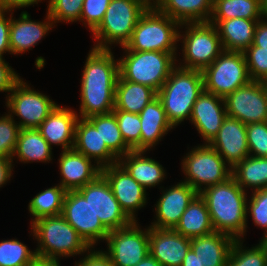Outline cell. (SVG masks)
Wrapping results in <instances>:
<instances>
[{
    "mask_svg": "<svg viewBox=\"0 0 267 266\" xmlns=\"http://www.w3.org/2000/svg\"><path fill=\"white\" fill-rule=\"evenodd\" d=\"M243 18L261 20V0H214L210 20Z\"/></svg>",
    "mask_w": 267,
    "mask_h": 266,
    "instance_id": "836d02e7",
    "label": "cell"
},
{
    "mask_svg": "<svg viewBox=\"0 0 267 266\" xmlns=\"http://www.w3.org/2000/svg\"><path fill=\"white\" fill-rule=\"evenodd\" d=\"M73 149L96 163L101 168L118 163L119 158L102 141L100 133L87 119L80 118L75 128Z\"/></svg>",
    "mask_w": 267,
    "mask_h": 266,
    "instance_id": "cb8c5ba5",
    "label": "cell"
},
{
    "mask_svg": "<svg viewBox=\"0 0 267 266\" xmlns=\"http://www.w3.org/2000/svg\"><path fill=\"white\" fill-rule=\"evenodd\" d=\"M182 159L183 182L198 193L204 189L225 182L232 176V168L209 144L195 146ZM204 185V186H203Z\"/></svg>",
    "mask_w": 267,
    "mask_h": 266,
    "instance_id": "9c48e42d",
    "label": "cell"
},
{
    "mask_svg": "<svg viewBox=\"0 0 267 266\" xmlns=\"http://www.w3.org/2000/svg\"><path fill=\"white\" fill-rule=\"evenodd\" d=\"M243 242V239L235 240L226 266H267L266 245L260 240L259 244L248 249Z\"/></svg>",
    "mask_w": 267,
    "mask_h": 266,
    "instance_id": "8d00e7d4",
    "label": "cell"
},
{
    "mask_svg": "<svg viewBox=\"0 0 267 266\" xmlns=\"http://www.w3.org/2000/svg\"><path fill=\"white\" fill-rule=\"evenodd\" d=\"M146 151H131L118 163L146 190L159 185L166 177L164 167L155 159L144 156Z\"/></svg>",
    "mask_w": 267,
    "mask_h": 266,
    "instance_id": "f1b7e54d",
    "label": "cell"
},
{
    "mask_svg": "<svg viewBox=\"0 0 267 266\" xmlns=\"http://www.w3.org/2000/svg\"><path fill=\"white\" fill-rule=\"evenodd\" d=\"M258 21L232 18L209 22L216 26L224 50L244 52L253 44Z\"/></svg>",
    "mask_w": 267,
    "mask_h": 266,
    "instance_id": "83f0119b",
    "label": "cell"
},
{
    "mask_svg": "<svg viewBox=\"0 0 267 266\" xmlns=\"http://www.w3.org/2000/svg\"><path fill=\"white\" fill-rule=\"evenodd\" d=\"M198 194L183 181L170 186L169 189L163 188L162 195L155 204L156 220L150 227L174 229L186 208Z\"/></svg>",
    "mask_w": 267,
    "mask_h": 266,
    "instance_id": "e0dca14e",
    "label": "cell"
},
{
    "mask_svg": "<svg viewBox=\"0 0 267 266\" xmlns=\"http://www.w3.org/2000/svg\"><path fill=\"white\" fill-rule=\"evenodd\" d=\"M184 27L187 30H179L178 37L183 43L184 63L180 62L178 66L202 71L224 51L217 28L210 22L182 23L180 28Z\"/></svg>",
    "mask_w": 267,
    "mask_h": 266,
    "instance_id": "ba28073f",
    "label": "cell"
},
{
    "mask_svg": "<svg viewBox=\"0 0 267 266\" xmlns=\"http://www.w3.org/2000/svg\"><path fill=\"white\" fill-rule=\"evenodd\" d=\"M156 96L157 92L151 87L123 80L118 76L114 109L139 114Z\"/></svg>",
    "mask_w": 267,
    "mask_h": 266,
    "instance_id": "f546056e",
    "label": "cell"
},
{
    "mask_svg": "<svg viewBox=\"0 0 267 266\" xmlns=\"http://www.w3.org/2000/svg\"><path fill=\"white\" fill-rule=\"evenodd\" d=\"M21 79V77L14 71V69L0 57V92H8L6 97L12 91L14 85Z\"/></svg>",
    "mask_w": 267,
    "mask_h": 266,
    "instance_id": "bcb514c9",
    "label": "cell"
},
{
    "mask_svg": "<svg viewBox=\"0 0 267 266\" xmlns=\"http://www.w3.org/2000/svg\"><path fill=\"white\" fill-rule=\"evenodd\" d=\"M161 13L182 23L209 22L214 0H152Z\"/></svg>",
    "mask_w": 267,
    "mask_h": 266,
    "instance_id": "4316f807",
    "label": "cell"
},
{
    "mask_svg": "<svg viewBox=\"0 0 267 266\" xmlns=\"http://www.w3.org/2000/svg\"><path fill=\"white\" fill-rule=\"evenodd\" d=\"M243 53L251 81L267 79V49L252 44Z\"/></svg>",
    "mask_w": 267,
    "mask_h": 266,
    "instance_id": "7bdbcfd3",
    "label": "cell"
},
{
    "mask_svg": "<svg viewBox=\"0 0 267 266\" xmlns=\"http://www.w3.org/2000/svg\"><path fill=\"white\" fill-rule=\"evenodd\" d=\"M60 155L58 161L62 178L59 184L66 191H77L101 174L100 166L74 149L62 150Z\"/></svg>",
    "mask_w": 267,
    "mask_h": 266,
    "instance_id": "44dd1931",
    "label": "cell"
},
{
    "mask_svg": "<svg viewBox=\"0 0 267 266\" xmlns=\"http://www.w3.org/2000/svg\"><path fill=\"white\" fill-rule=\"evenodd\" d=\"M18 122L8 113L0 117V158H11L20 131Z\"/></svg>",
    "mask_w": 267,
    "mask_h": 266,
    "instance_id": "60d3db41",
    "label": "cell"
},
{
    "mask_svg": "<svg viewBox=\"0 0 267 266\" xmlns=\"http://www.w3.org/2000/svg\"><path fill=\"white\" fill-rule=\"evenodd\" d=\"M190 249V239L174 229L149 226V253L162 266H181Z\"/></svg>",
    "mask_w": 267,
    "mask_h": 266,
    "instance_id": "ffe728a7",
    "label": "cell"
},
{
    "mask_svg": "<svg viewBox=\"0 0 267 266\" xmlns=\"http://www.w3.org/2000/svg\"><path fill=\"white\" fill-rule=\"evenodd\" d=\"M103 251L114 266H136L149 254V226L142 230L137 221L126 227L111 230Z\"/></svg>",
    "mask_w": 267,
    "mask_h": 266,
    "instance_id": "7c38bea8",
    "label": "cell"
},
{
    "mask_svg": "<svg viewBox=\"0 0 267 266\" xmlns=\"http://www.w3.org/2000/svg\"><path fill=\"white\" fill-rule=\"evenodd\" d=\"M9 12L0 11V57L3 58L5 53H10V43H9V30L11 25V15L7 16ZM6 15V16H5Z\"/></svg>",
    "mask_w": 267,
    "mask_h": 266,
    "instance_id": "c3c4849f",
    "label": "cell"
},
{
    "mask_svg": "<svg viewBox=\"0 0 267 266\" xmlns=\"http://www.w3.org/2000/svg\"><path fill=\"white\" fill-rule=\"evenodd\" d=\"M253 44L258 47L267 49V20L261 19L258 21L255 32Z\"/></svg>",
    "mask_w": 267,
    "mask_h": 266,
    "instance_id": "681fc988",
    "label": "cell"
},
{
    "mask_svg": "<svg viewBox=\"0 0 267 266\" xmlns=\"http://www.w3.org/2000/svg\"><path fill=\"white\" fill-rule=\"evenodd\" d=\"M126 145L132 151H140L141 121L139 114L114 109L112 111Z\"/></svg>",
    "mask_w": 267,
    "mask_h": 266,
    "instance_id": "f35d334b",
    "label": "cell"
},
{
    "mask_svg": "<svg viewBox=\"0 0 267 266\" xmlns=\"http://www.w3.org/2000/svg\"><path fill=\"white\" fill-rule=\"evenodd\" d=\"M136 266H162L150 253Z\"/></svg>",
    "mask_w": 267,
    "mask_h": 266,
    "instance_id": "db71d44e",
    "label": "cell"
},
{
    "mask_svg": "<svg viewBox=\"0 0 267 266\" xmlns=\"http://www.w3.org/2000/svg\"><path fill=\"white\" fill-rule=\"evenodd\" d=\"M226 117L224 98L203 90L193 105L189 121L205 140L204 144H209L217 135Z\"/></svg>",
    "mask_w": 267,
    "mask_h": 266,
    "instance_id": "ac0fdd59",
    "label": "cell"
},
{
    "mask_svg": "<svg viewBox=\"0 0 267 266\" xmlns=\"http://www.w3.org/2000/svg\"><path fill=\"white\" fill-rule=\"evenodd\" d=\"M174 230L189 239L214 231L206 202L200 194L186 208Z\"/></svg>",
    "mask_w": 267,
    "mask_h": 266,
    "instance_id": "1f68e13d",
    "label": "cell"
},
{
    "mask_svg": "<svg viewBox=\"0 0 267 266\" xmlns=\"http://www.w3.org/2000/svg\"><path fill=\"white\" fill-rule=\"evenodd\" d=\"M77 191L89 202L96 216L109 231L126 227L133 222L122 210L102 174Z\"/></svg>",
    "mask_w": 267,
    "mask_h": 266,
    "instance_id": "5bb4252c",
    "label": "cell"
},
{
    "mask_svg": "<svg viewBox=\"0 0 267 266\" xmlns=\"http://www.w3.org/2000/svg\"><path fill=\"white\" fill-rule=\"evenodd\" d=\"M235 239L213 231L190 239V248L203 266H226Z\"/></svg>",
    "mask_w": 267,
    "mask_h": 266,
    "instance_id": "484cf974",
    "label": "cell"
},
{
    "mask_svg": "<svg viewBox=\"0 0 267 266\" xmlns=\"http://www.w3.org/2000/svg\"><path fill=\"white\" fill-rule=\"evenodd\" d=\"M119 58V76L123 80L147 85L156 92L168 79L178 61L177 53L124 50Z\"/></svg>",
    "mask_w": 267,
    "mask_h": 266,
    "instance_id": "52a82bcc",
    "label": "cell"
},
{
    "mask_svg": "<svg viewBox=\"0 0 267 266\" xmlns=\"http://www.w3.org/2000/svg\"><path fill=\"white\" fill-rule=\"evenodd\" d=\"M209 145L222 156L229 167L233 168L249 156L246 124L227 116Z\"/></svg>",
    "mask_w": 267,
    "mask_h": 266,
    "instance_id": "d6986e66",
    "label": "cell"
},
{
    "mask_svg": "<svg viewBox=\"0 0 267 266\" xmlns=\"http://www.w3.org/2000/svg\"><path fill=\"white\" fill-rule=\"evenodd\" d=\"M32 266H57L56 262H45V261H37L34 265Z\"/></svg>",
    "mask_w": 267,
    "mask_h": 266,
    "instance_id": "9f6ffc18",
    "label": "cell"
},
{
    "mask_svg": "<svg viewBox=\"0 0 267 266\" xmlns=\"http://www.w3.org/2000/svg\"><path fill=\"white\" fill-rule=\"evenodd\" d=\"M78 119L76 111L57 105L37 129L50 146L58 145L63 151L70 150L74 146Z\"/></svg>",
    "mask_w": 267,
    "mask_h": 266,
    "instance_id": "603a6c76",
    "label": "cell"
},
{
    "mask_svg": "<svg viewBox=\"0 0 267 266\" xmlns=\"http://www.w3.org/2000/svg\"><path fill=\"white\" fill-rule=\"evenodd\" d=\"M62 216L91 248L101 240L105 241L110 232L96 216L89 202L78 191L66 192Z\"/></svg>",
    "mask_w": 267,
    "mask_h": 266,
    "instance_id": "4fadbf2b",
    "label": "cell"
},
{
    "mask_svg": "<svg viewBox=\"0 0 267 266\" xmlns=\"http://www.w3.org/2000/svg\"><path fill=\"white\" fill-rule=\"evenodd\" d=\"M247 190L231 176L225 182L210 186L199 194L205 200L214 231L243 239L246 233Z\"/></svg>",
    "mask_w": 267,
    "mask_h": 266,
    "instance_id": "7a4b0ae2",
    "label": "cell"
},
{
    "mask_svg": "<svg viewBox=\"0 0 267 266\" xmlns=\"http://www.w3.org/2000/svg\"><path fill=\"white\" fill-rule=\"evenodd\" d=\"M232 177L244 190L267 188V157L247 156L232 168Z\"/></svg>",
    "mask_w": 267,
    "mask_h": 266,
    "instance_id": "d6a6232c",
    "label": "cell"
},
{
    "mask_svg": "<svg viewBox=\"0 0 267 266\" xmlns=\"http://www.w3.org/2000/svg\"><path fill=\"white\" fill-rule=\"evenodd\" d=\"M52 149L38 129H20L12 159L17 157L23 163H50L53 159Z\"/></svg>",
    "mask_w": 267,
    "mask_h": 266,
    "instance_id": "4dcf8cb0",
    "label": "cell"
},
{
    "mask_svg": "<svg viewBox=\"0 0 267 266\" xmlns=\"http://www.w3.org/2000/svg\"><path fill=\"white\" fill-rule=\"evenodd\" d=\"M181 266H203V265H201L197 255L190 248L188 253L186 254Z\"/></svg>",
    "mask_w": 267,
    "mask_h": 266,
    "instance_id": "f5cc1de1",
    "label": "cell"
},
{
    "mask_svg": "<svg viewBox=\"0 0 267 266\" xmlns=\"http://www.w3.org/2000/svg\"><path fill=\"white\" fill-rule=\"evenodd\" d=\"M252 192L251 198L247 199L246 216L250 213L254 225L265 230L262 241L267 237V188Z\"/></svg>",
    "mask_w": 267,
    "mask_h": 266,
    "instance_id": "b9f144b4",
    "label": "cell"
},
{
    "mask_svg": "<svg viewBox=\"0 0 267 266\" xmlns=\"http://www.w3.org/2000/svg\"><path fill=\"white\" fill-rule=\"evenodd\" d=\"M141 121L140 151H149L168 131L175 128L167 118L158 96L139 113Z\"/></svg>",
    "mask_w": 267,
    "mask_h": 266,
    "instance_id": "d4e9b609",
    "label": "cell"
},
{
    "mask_svg": "<svg viewBox=\"0 0 267 266\" xmlns=\"http://www.w3.org/2000/svg\"><path fill=\"white\" fill-rule=\"evenodd\" d=\"M262 18L267 20V0H261Z\"/></svg>",
    "mask_w": 267,
    "mask_h": 266,
    "instance_id": "11a10c76",
    "label": "cell"
},
{
    "mask_svg": "<svg viewBox=\"0 0 267 266\" xmlns=\"http://www.w3.org/2000/svg\"><path fill=\"white\" fill-rule=\"evenodd\" d=\"M202 75L204 91L222 98L251 81L245 55L240 51L224 50L202 70Z\"/></svg>",
    "mask_w": 267,
    "mask_h": 266,
    "instance_id": "30bf717a",
    "label": "cell"
},
{
    "mask_svg": "<svg viewBox=\"0 0 267 266\" xmlns=\"http://www.w3.org/2000/svg\"><path fill=\"white\" fill-rule=\"evenodd\" d=\"M32 236L37 240L39 261L59 263L60 257L87 253L91 247L62 215L40 218L31 223Z\"/></svg>",
    "mask_w": 267,
    "mask_h": 266,
    "instance_id": "3957f363",
    "label": "cell"
},
{
    "mask_svg": "<svg viewBox=\"0 0 267 266\" xmlns=\"http://www.w3.org/2000/svg\"><path fill=\"white\" fill-rule=\"evenodd\" d=\"M9 13L11 14L9 43L12 55L25 53L32 49L55 26L48 13L44 22L31 20L27 11H23L18 19L12 18L13 12Z\"/></svg>",
    "mask_w": 267,
    "mask_h": 266,
    "instance_id": "7402d4cb",
    "label": "cell"
},
{
    "mask_svg": "<svg viewBox=\"0 0 267 266\" xmlns=\"http://www.w3.org/2000/svg\"><path fill=\"white\" fill-rule=\"evenodd\" d=\"M180 23L152 4L139 18L123 50L176 53Z\"/></svg>",
    "mask_w": 267,
    "mask_h": 266,
    "instance_id": "5b68a950",
    "label": "cell"
},
{
    "mask_svg": "<svg viewBox=\"0 0 267 266\" xmlns=\"http://www.w3.org/2000/svg\"><path fill=\"white\" fill-rule=\"evenodd\" d=\"M111 0H84L80 21L93 32L103 20Z\"/></svg>",
    "mask_w": 267,
    "mask_h": 266,
    "instance_id": "f6af8a7d",
    "label": "cell"
},
{
    "mask_svg": "<svg viewBox=\"0 0 267 266\" xmlns=\"http://www.w3.org/2000/svg\"><path fill=\"white\" fill-rule=\"evenodd\" d=\"M81 77L80 118L108 114L114 110L119 61L111 49L91 48Z\"/></svg>",
    "mask_w": 267,
    "mask_h": 266,
    "instance_id": "6da1fadb",
    "label": "cell"
},
{
    "mask_svg": "<svg viewBox=\"0 0 267 266\" xmlns=\"http://www.w3.org/2000/svg\"><path fill=\"white\" fill-rule=\"evenodd\" d=\"M81 259L78 263L75 262V266H114L111 259L102 250H95V247Z\"/></svg>",
    "mask_w": 267,
    "mask_h": 266,
    "instance_id": "7dc6e473",
    "label": "cell"
},
{
    "mask_svg": "<svg viewBox=\"0 0 267 266\" xmlns=\"http://www.w3.org/2000/svg\"><path fill=\"white\" fill-rule=\"evenodd\" d=\"M5 103L8 114L21 120L17 123L20 129H37L58 105L49 96L32 89L22 78L14 85Z\"/></svg>",
    "mask_w": 267,
    "mask_h": 266,
    "instance_id": "8fae6325",
    "label": "cell"
},
{
    "mask_svg": "<svg viewBox=\"0 0 267 266\" xmlns=\"http://www.w3.org/2000/svg\"><path fill=\"white\" fill-rule=\"evenodd\" d=\"M66 190L59 184L35 195L28 204L29 213L33 216L30 222L43 217L62 215Z\"/></svg>",
    "mask_w": 267,
    "mask_h": 266,
    "instance_id": "e575fe53",
    "label": "cell"
},
{
    "mask_svg": "<svg viewBox=\"0 0 267 266\" xmlns=\"http://www.w3.org/2000/svg\"><path fill=\"white\" fill-rule=\"evenodd\" d=\"M249 155L267 157V121L246 124Z\"/></svg>",
    "mask_w": 267,
    "mask_h": 266,
    "instance_id": "ee69618b",
    "label": "cell"
},
{
    "mask_svg": "<svg viewBox=\"0 0 267 266\" xmlns=\"http://www.w3.org/2000/svg\"><path fill=\"white\" fill-rule=\"evenodd\" d=\"M42 0H0V11L12 12L15 9L38 4Z\"/></svg>",
    "mask_w": 267,
    "mask_h": 266,
    "instance_id": "f907efd6",
    "label": "cell"
},
{
    "mask_svg": "<svg viewBox=\"0 0 267 266\" xmlns=\"http://www.w3.org/2000/svg\"><path fill=\"white\" fill-rule=\"evenodd\" d=\"M227 116L244 124L267 121V103L260 81H250L225 98Z\"/></svg>",
    "mask_w": 267,
    "mask_h": 266,
    "instance_id": "9a60e30c",
    "label": "cell"
},
{
    "mask_svg": "<svg viewBox=\"0 0 267 266\" xmlns=\"http://www.w3.org/2000/svg\"><path fill=\"white\" fill-rule=\"evenodd\" d=\"M101 174L108 181L114 197L125 214L133 222L138 221L135 212L144 208L147 203L146 189L137 183L119 163L102 168Z\"/></svg>",
    "mask_w": 267,
    "mask_h": 266,
    "instance_id": "2e32d148",
    "label": "cell"
},
{
    "mask_svg": "<svg viewBox=\"0 0 267 266\" xmlns=\"http://www.w3.org/2000/svg\"><path fill=\"white\" fill-rule=\"evenodd\" d=\"M38 261L36 251L17 239L1 240L0 266H32Z\"/></svg>",
    "mask_w": 267,
    "mask_h": 266,
    "instance_id": "74e56055",
    "label": "cell"
},
{
    "mask_svg": "<svg viewBox=\"0 0 267 266\" xmlns=\"http://www.w3.org/2000/svg\"><path fill=\"white\" fill-rule=\"evenodd\" d=\"M262 242L266 245L267 247V237L265 239L262 240Z\"/></svg>",
    "mask_w": 267,
    "mask_h": 266,
    "instance_id": "680465c9",
    "label": "cell"
},
{
    "mask_svg": "<svg viewBox=\"0 0 267 266\" xmlns=\"http://www.w3.org/2000/svg\"><path fill=\"white\" fill-rule=\"evenodd\" d=\"M203 90L201 70L186 69L176 64L157 92L167 118L174 127L185 119L190 120L193 105Z\"/></svg>",
    "mask_w": 267,
    "mask_h": 266,
    "instance_id": "277c9868",
    "label": "cell"
},
{
    "mask_svg": "<svg viewBox=\"0 0 267 266\" xmlns=\"http://www.w3.org/2000/svg\"><path fill=\"white\" fill-rule=\"evenodd\" d=\"M98 130L102 141L118 157H122L132 150L126 145L118 127L116 116L113 112L94 115L87 118Z\"/></svg>",
    "mask_w": 267,
    "mask_h": 266,
    "instance_id": "d590c367",
    "label": "cell"
},
{
    "mask_svg": "<svg viewBox=\"0 0 267 266\" xmlns=\"http://www.w3.org/2000/svg\"><path fill=\"white\" fill-rule=\"evenodd\" d=\"M14 158H0V187L4 186L12 177Z\"/></svg>",
    "mask_w": 267,
    "mask_h": 266,
    "instance_id": "816d5d0a",
    "label": "cell"
},
{
    "mask_svg": "<svg viewBox=\"0 0 267 266\" xmlns=\"http://www.w3.org/2000/svg\"><path fill=\"white\" fill-rule=\"evenodd\" d=\"M84 0H49L47 12L54 24L80 22Z\"/></svg>",
    "mask_w": 267,
    "mask_h": 266,
    "instance_id": "ab89813d",
    "label": "cell"
},
{
    "mask_svg": "<svg viewBox=\"0 0 267 266\" xmlns=\"http://www.w3.org/2000/svg\"><path fill=\"white\" fill-rule=\"evenodd\" d=\"M260 84L262 86L265 98H266V103H267V79L261 80Z\"/></svg>",
    "mask_w": 267,
    "mask_h": 266,
    "instance_id": "6f0895ef",
    "label": "cell"
},
{
    "mask_svg": "<svg viewBox=\"0 0 267 266\" xmlns=\"http://www.w3.org/2000/svg\"><path fill=\"white\" fill-rule=\"evenodd\" d=\"M151 2L152 0H111L103 20L92 32L97 41L93 48L110 50L111 44L125 46Z\"/></svg>",
    "mask_w": 267,
    "mask_h": 266,
    "instance_id": "8992f818",
    "label": "cell"
}]
</instances>
